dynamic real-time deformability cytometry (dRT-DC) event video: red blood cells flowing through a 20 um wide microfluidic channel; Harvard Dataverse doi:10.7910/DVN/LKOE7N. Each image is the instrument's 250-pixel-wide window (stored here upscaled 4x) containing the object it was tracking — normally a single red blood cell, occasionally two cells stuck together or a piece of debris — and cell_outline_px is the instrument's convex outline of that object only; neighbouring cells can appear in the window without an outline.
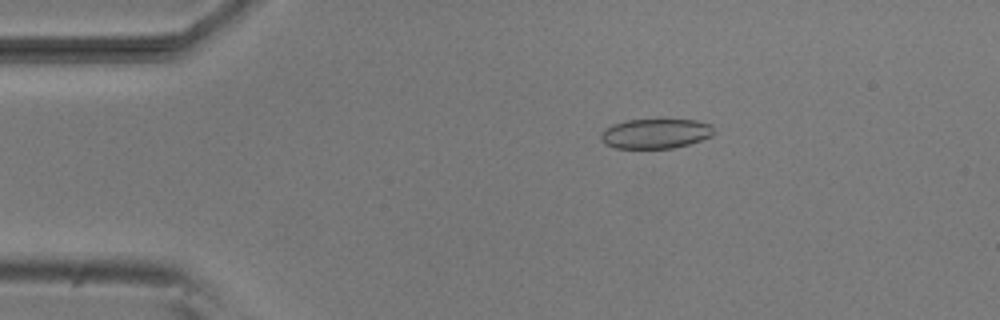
{"species": "common noctule bat (a hibernating species)", "species_latin": "Nyctalus noctula", "temperature_condition": "room temperature", "stored_images_in_passage": 52, "camera_frame_rate_fps": 3000, "um_per_image_px": 0.085, "animal": {"sex": "male", "body_mass_g": 20.5, "forearm_length_mm": 52.5}, "frame": {"image": 1, "passage_image": 9, "time_ms": 2.667, "image_size_px": [1000, 320], "cell_outline_px": [[716, 132], [712, 136], [688, 144], [672, 148], [616, 148], [604, 144], [600, 140], [600, 136], [604, 128], [612, 124], [628, 120], [696, 120], [712, 124]], "centroid_in_image_um": [55.72, 11.35], "position_along_channel_um": 29.3, "area_um2": 19.71}}
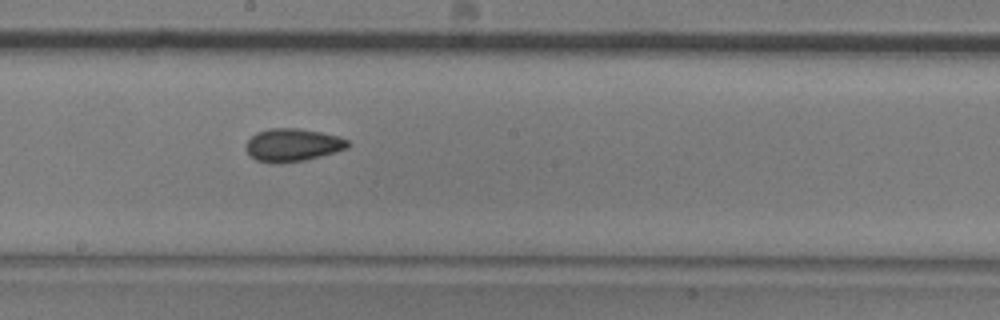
{"frame": {"image": 2, "passage_image": 28, "time_ms": 9.0, "image_size_px": [1000, 320], "cell_outline_px": [[352, 144], [348, 148], [336, 152], [304, 160], [276, 164], [272, 164], [256, 160], [248, 152], [248, 140], [256, 132], [268, 128], [296, 128], [320, 132], [340, 136], [348, 140]], "centroid_in_image_um": [24.92, 12.32], "position_along_channel_um": 223.3, "area_um2": 19.54}}
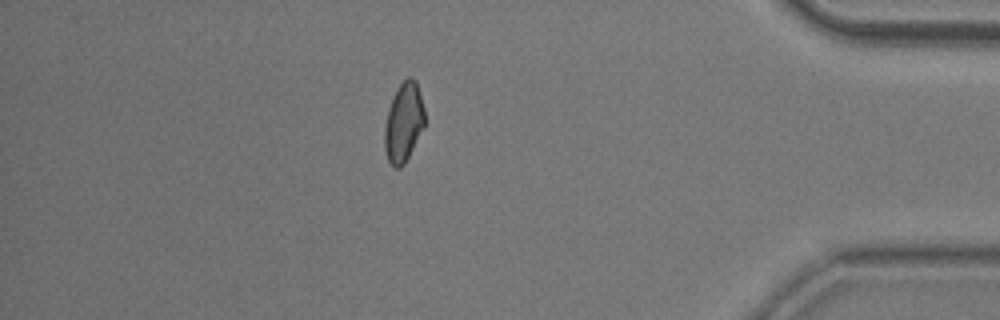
{"frame": {"image": 3, "passage_image": 45, "time_ms": 14.667, "image_size_px": [1000, 320], "cell_outline_px": [[424, 128], [404, 164], [400, 168], [392, 168], [388, 160], [384, 148], [384, 128], [388, 108], [392, 96], [396, 88], [408, 76], [412, 76], [416, 80], [424, 108]], "centroid_in_image_um": [34.29, 10.4], "position_along_channel_um": 400.9, "area_um2": 18.79}, "authors_computed_cell_mechanics": {"area_um2": 18.9873, "velocity_mm_per_s": 3.837, "shape_relaxation_time_tau1_ms": null, "shape_relaxation_time_tau2_ms": 2.1969, "deformation_change_tau1": null, "deformation_change_tau2": 0.0687}}